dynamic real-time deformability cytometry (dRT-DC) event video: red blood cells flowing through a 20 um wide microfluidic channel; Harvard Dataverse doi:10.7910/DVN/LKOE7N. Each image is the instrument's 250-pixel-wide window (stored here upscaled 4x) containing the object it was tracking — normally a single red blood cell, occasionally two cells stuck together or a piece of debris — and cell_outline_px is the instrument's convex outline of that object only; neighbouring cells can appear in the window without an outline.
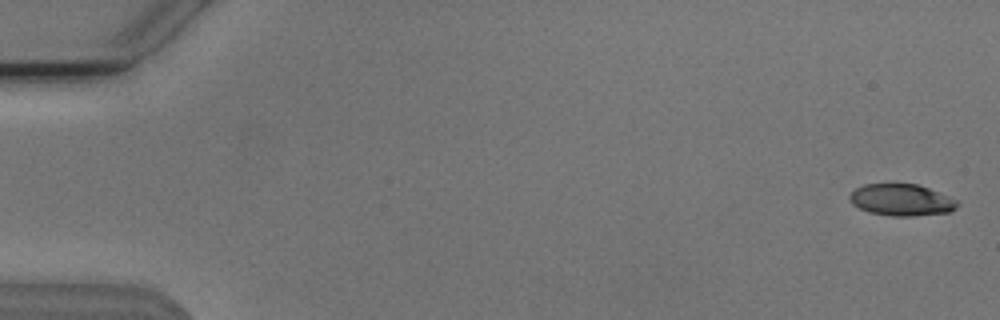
{"species": "Egyptian fruit bat (a non-hibernating species)", "species_latin": "Rousettus aegyptiacus", "temperature_condition": "cold", "stored_images_in_passage": 9, "camera_frame_rate_fps": 3000, "um_per_image_px": 0.085, "animal": {"sex": "male"}, "frame": {"image": 1, "passage_image": 1, "time_ms": 0.0, "image_size_px": [1000, 320], "cell_outline_px": [[956, 208], [948, 212], [912, 216], [892, 216], [868, 212], [852, 204], [848, 200], [848, 196], [856, 188], [864, 184], [916, 184], [928, 188], [948, 196], [956, 200]], "centroid_in_image_um": [76.56, 16.99], "position_along_channel_um": 8.4, "area_um2": 19.71}}
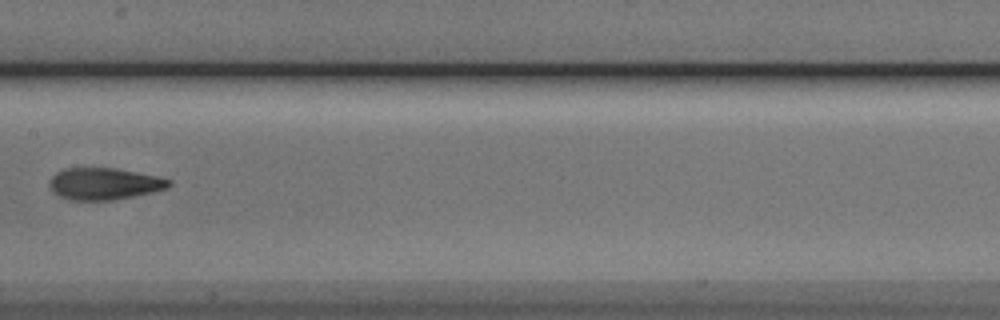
{"frame": {"image": 2, "passage_image": 8, "time_ms": 2.333, "image_size_px": [1000, 320], "cell_outline_px": [[172, 184], [168, 188], [152, 192], [112, 200], [68, 200], [52, 192], [48, 184], [48, 180], [56, 172], [68, 168], [116, 168], [156, 176], [172, 180]], "centroid_in_image_um": [8.83, 15.62], "position_along_channel_um": 198.6, "area_um2": 22.2}}
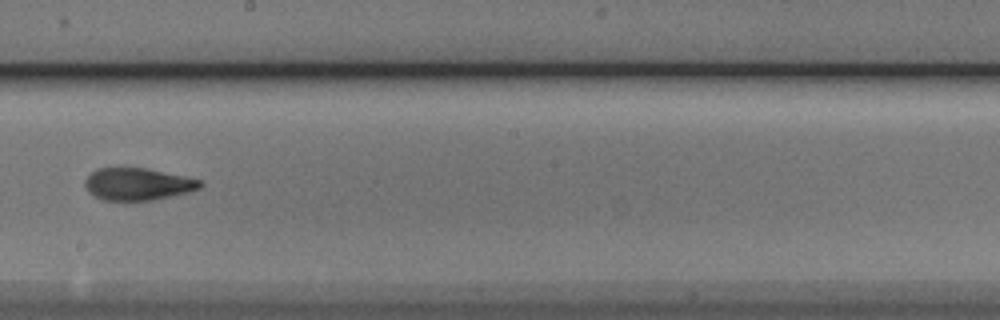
{"frame": {"image": 3, "passage_image": 9, "time_ms": 2.667, "image_size_px": [1000, 320], "cell_outline_px": [[204, 184], [200, 188], [188, 192], [152, 200], [104, 200], [88, 192], [84, 184], [84, 180], [96, 168], [120, 164], [148, 168], [188, 176], [200, 180]], "centroid_in_image_um": [11.68, 15.58], "position_along_channel_um": 236.5, "area_um2": 22.43}}